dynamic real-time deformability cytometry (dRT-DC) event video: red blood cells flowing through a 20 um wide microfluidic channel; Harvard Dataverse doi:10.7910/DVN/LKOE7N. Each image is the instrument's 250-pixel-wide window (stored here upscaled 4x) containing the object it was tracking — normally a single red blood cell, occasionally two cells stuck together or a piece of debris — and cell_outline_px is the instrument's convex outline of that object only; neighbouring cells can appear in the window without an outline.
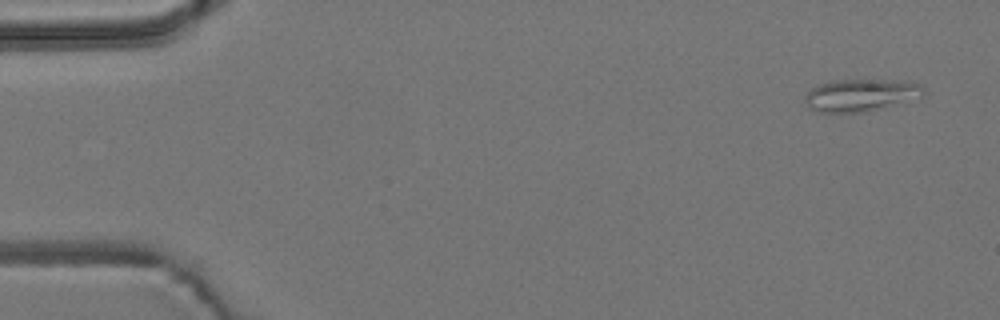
{"species": "common noctule bat (a hibernating species)", "species_latin": "Nyctalus noctula", "temperature_condition": "room temperature", "stored_images_in_passage": 4, "camera_frame_rate_fps": 3000, "um_per_image_px": 0.085, "animal": {"sex": "male", "body_mass_g": 19.2, "forearm_length_mm": 51.8}, "frame": {"image": 1, "passage_image": 1, "time_ms": 0.0, "image_size_px": [1000, 320], "cell_outline_px": [[928, 92], [924, 96], [904, 104], [864, 112], [820, 112], [808, 108], [804, 100], [804, 96], [812, 88], [820, 84], [832, 80], [912, 80], [920, 84]], "centroid_in_image_um": [73.28, 8.09], "position_along_channel_um": 11.7, "area_um2": 23.06}}
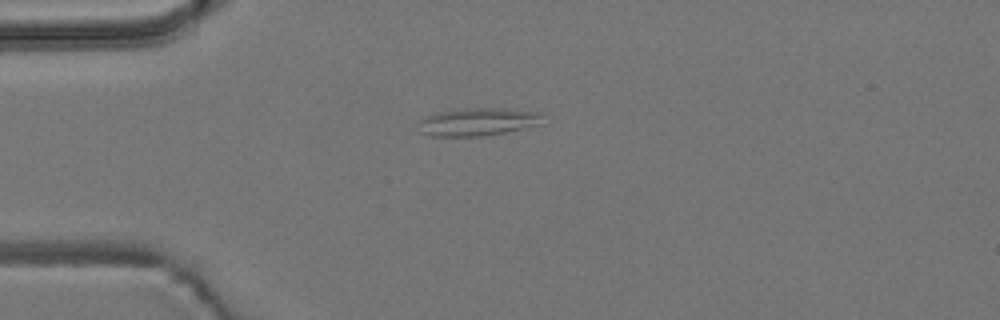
{"frame": {"image": 2, "passage_image": 4, "time_ms": 1.0, "image_size_px": [1000, 320], "cell_outline_px": [[540, 124], [504, 132], [484, 136], [432, 136], [420, 132], [416, 124], [416, 120], [424, 116], [436, 112], [464, 108], [504, 108], [540, 112]], "centroid_in_image_um": [40.49, 10.35], "position_along_channel_um": 44.5, "area_um2": 20.29}}